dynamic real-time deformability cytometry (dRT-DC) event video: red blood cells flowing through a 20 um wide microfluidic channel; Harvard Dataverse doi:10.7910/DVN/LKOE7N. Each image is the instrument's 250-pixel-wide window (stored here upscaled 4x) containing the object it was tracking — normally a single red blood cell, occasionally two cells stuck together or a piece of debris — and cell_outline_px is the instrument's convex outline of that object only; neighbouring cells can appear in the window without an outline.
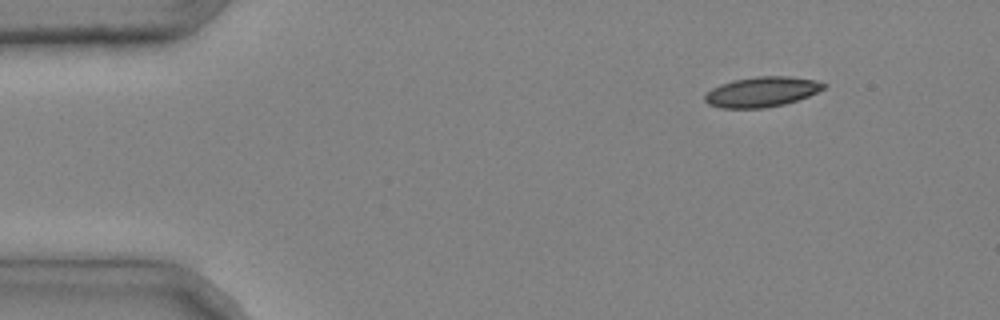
{"species": "common noctule bat (a hibernating species)", "species_latin": "Nyctalus noctula", "temperature_condition": "cold", "stored_images_in_passage": 3, "camera_frame_rate_fps": 3000, "um_per_image_px": 0.085, "animal": {"sex": "male", "body_mass_g": 20.4}, "frame": {"image": 1, "passage_image": 1, "time_ms": 0.0, "image_size_px": [1000, 320], "cell_outline_px": [[828, 84], [824, 88], [808, 96], [784, 104], [764, 108], [720, 108], [708, 104], [704, 100], [704, 96], [712, 88], [720, 84], [732, 80], [756, 76], [788, 76], [816, 80]], "centroid_in_image_um": [64.73, 7.8], "position_along_channel_um": 20.3, "area_um2": 20.87}}